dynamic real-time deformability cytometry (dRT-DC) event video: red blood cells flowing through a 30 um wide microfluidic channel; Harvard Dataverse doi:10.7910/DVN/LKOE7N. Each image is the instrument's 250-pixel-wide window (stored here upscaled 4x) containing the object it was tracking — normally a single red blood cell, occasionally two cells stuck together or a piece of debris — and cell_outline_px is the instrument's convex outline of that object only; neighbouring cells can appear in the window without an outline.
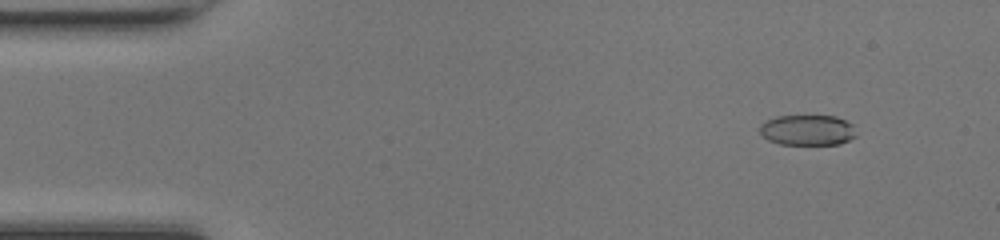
{"species": "common noctule bat (a hibernating species)", "species_latin": "Nyctalus noctula", "temperature_condition": "room temperature", "stored_images_in_passage": 49, "camera_frame_rate_fps": 3000, "um_per_image_px": 0.085, "animal": {"sex": "female", "body_mass_g": 17.0, "forearm_length_mm": 48.0}, "frame": {"image": 1, "passage_image": 5, "time_ms": 1.333, "image_size_px": [1000, 240], "cell_outline_px": [[856, 136], [840, 144], [780, 144], [768, 140], [760, 132], [760, 124], [776, 116], [836, 116], [852, 124]], "centroid_in_image_um": [68.63, 11.06], "position_along_channel_um": 16.4, "area_um2": 16.99}}
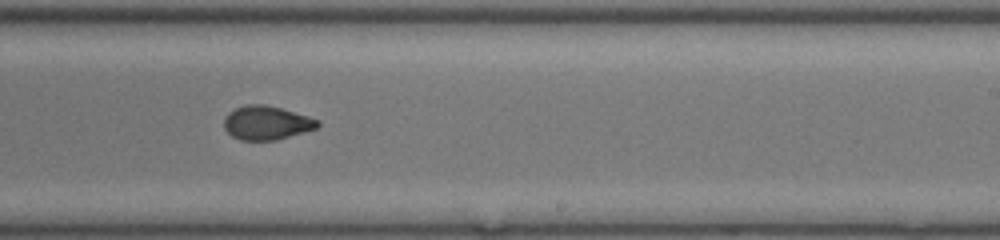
{"frame": {"image": 2, "passage_image": 30, "time_ms": 9.667, "image_size_px": [1000, 240], "cell_outline_px": [[320, 124], [316, 128], [304, 132], [276, 140], [240, 140], [232, 136], [224, 128], [224, 120], [228, 112], [244, 104], [264, 104], [280, 108], [308, 116], [320, 120]], "centroid_in_image_um": [22.65, 10.44], "position_along_channel_um": 266.4, "area_um2": 18.44}}
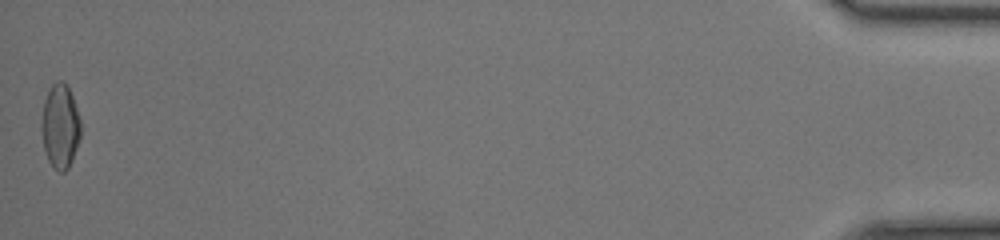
{"frame": {"image": 3, "passage_image": 49, "time_ms": 16.0, "image_size_px": [1000, 240], "cell_outline_px": [[80, 136], [72, 160], [68, 168], [64, 172], [60, 172], [48, 160], [44, 148], [40, 128], [40, 124], [44, 100], [52, 84], [56, 80], [60, 80], [68, 88], [72, 96], [80, 120]], "centroid_in_image_um": [5.09, 10.73], "position_along_channel_um": 430.1, "area_um2": 19.02}, "authors_computed_cell_mechanics": {"area_um2": 18.6116, "velocity_mm_per_s": 4.2516, "shape_relaxation_time_tau1_ms": 7.3571, "shape_relaxation_time_tau2_ms": 1.0985, "deformation_change_tau1": 0.1997, "deformation_change_tau2": 0.0574}}